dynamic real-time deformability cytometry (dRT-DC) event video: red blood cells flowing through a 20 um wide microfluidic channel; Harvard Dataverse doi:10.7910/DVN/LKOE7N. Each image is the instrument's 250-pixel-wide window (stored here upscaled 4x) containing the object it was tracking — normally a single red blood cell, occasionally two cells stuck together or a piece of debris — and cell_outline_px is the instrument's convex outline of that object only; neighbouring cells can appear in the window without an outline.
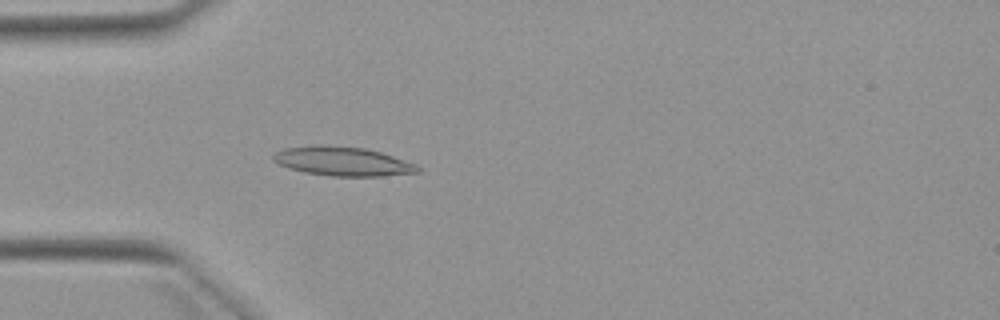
{"species": "Egyptian fruit bat (a non-hibernating species)", "species_latin": "Rousettus aegyptiacus", "temperature_condition": "warm", "stored_images_in_passage": 4, "camera_frame_rate_fps": 3000, "um_per_image_px": 0.085, "animal": {"sex": "female"}, "frame": {"image": 1, "passage_image": 4, "time_ms": 4.667, "image_size_px": [1000, 320], "cell_outline_px": [[420, 172], [380, 176], [332, 176], [304, 172], [288, 168], [272, 160], [272, 152], [284, 148], [312, 144], [320, 144], [364, 148], [380, 152], [416, 164], [420, 168]], "centroid_in_image_um": [29.06, 13.7], "position_along_channel_um": 55.9, "area_um2": 24.62}}